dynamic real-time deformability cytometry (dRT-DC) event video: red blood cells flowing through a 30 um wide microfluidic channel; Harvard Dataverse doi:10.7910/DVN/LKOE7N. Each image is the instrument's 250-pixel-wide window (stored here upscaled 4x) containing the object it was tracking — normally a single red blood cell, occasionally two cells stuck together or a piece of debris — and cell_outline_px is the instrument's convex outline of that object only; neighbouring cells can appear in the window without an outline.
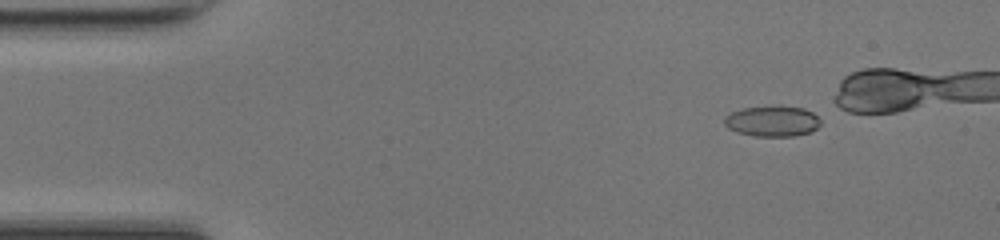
{"species": "common noctule bat (a hibernating species)", "species_latin": "Nyctalus noctula", "temperature_condition": "room temperature", "stored_images_in_passage": 36, "camera_frame_rate_fps": 3000, "um_per_image_px": 0.085, "animal": {"sex": "female", "body_mass_g": 17.0, "forearm_length_mm": 48.0}, "frame": {"image": 1, "passage_image": 3, "time_ms": 0.667, "image_size_px": [1000, 240], "cell_outline_px": [[820, 124], [816, 128], [808, 132], [792, 136], [752, 136], [736, 132], [728, 128], [724, 124], [724, 116], [732, 112], [744, 108], [804, 108], [812, 112], [820, 120]], "centroid_in_image_um": [65.6, 10.34], "position_along_channel_um": 19.4, "area_um2": 16.59}}
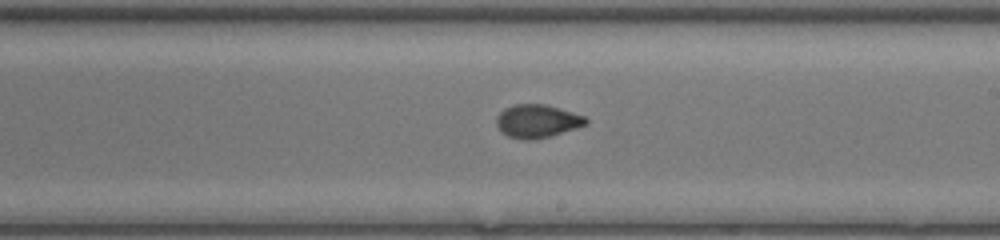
{"frame": {"image": 2, "passage_image": 25, "time_ms": 8.0, "image_size_px": [1000, 240], "cell_outline_px": [[588, 124], [576, 128], [548, 136], [532, 140], [524, 140], [508, 136], [500, 132], [496, 124], [496, 116], [504, 108], [516, 104], [544, 104], [584, 116], [588, 120]], "centroid_in_image_um": [45.62, 10.3], "position_along_channel_um": 243.4, "area_um2": 17.17}}
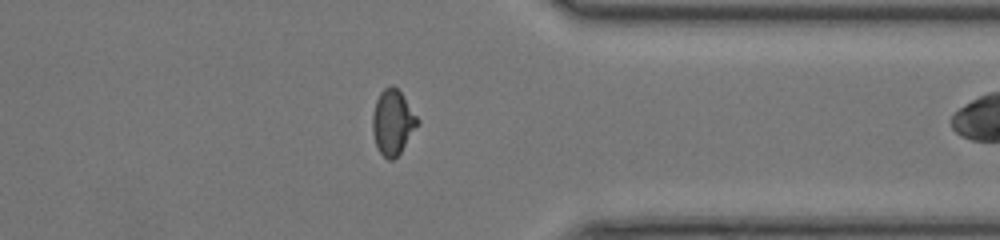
{"frame": {"image": 3, "passage_image": 35, "time_ms": 11.333, "image_size_px": [1000, 240], "cell_outline_px": [[420, 124], [400, 152], [392, 160], [388, 160], [380, 152], [376, 144], [372, 132], [372, 116], [376, 100], [380, 92], [384, 88], [392, 84], [400, 92], [420, 120]], "centroid_in_image_um": [33.39, 10.38], "position_along_channel_um": 378.0, "area_um2": 16.99}}